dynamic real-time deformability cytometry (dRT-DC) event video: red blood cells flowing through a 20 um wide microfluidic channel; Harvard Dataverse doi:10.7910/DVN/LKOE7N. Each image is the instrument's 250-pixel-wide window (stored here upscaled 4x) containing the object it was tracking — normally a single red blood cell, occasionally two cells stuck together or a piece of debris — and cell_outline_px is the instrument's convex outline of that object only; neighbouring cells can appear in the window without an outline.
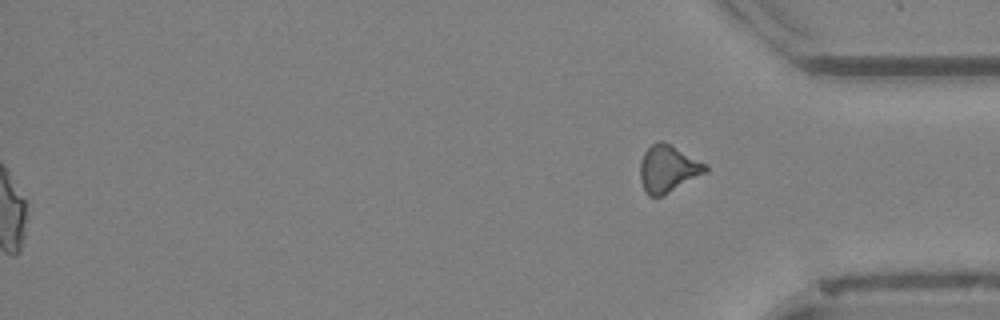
{"species": "Egyptian fruit bat (a non-hibernating species)", "species_latin": "Rousettus aegyptiacus", "temperature_condition": "cold", "stored_images_in_passage": 53, "segment_of_instrument_passage": [2, 2], "camera_frame_rate_fps": 3000, "um_per_image_px": 0.085, "animal": {"sex": "female"}, "frame": {"image": 1, "passage_image": 53, "time_ms": 17.333, "image_size_px": [1000, 320], "cell_outline_px": [[708, 172], [660, 196], [648, 196], [640, 180], [640, 160], [644, 152], [652, 144], [660, 140], [708, 164]], "centroid_in_image_um": [56.78, 14.34], "position_along_channel_um": 378.4, "area_um2": 17.69}}